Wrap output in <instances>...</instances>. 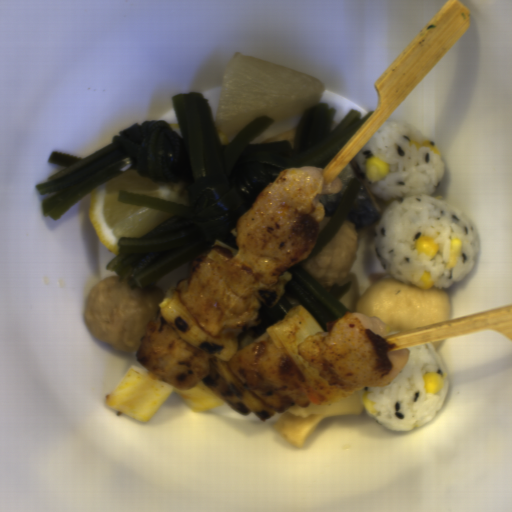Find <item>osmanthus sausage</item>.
Listing matches in <instances>:
<instances>
[{
    "mask_svg": "<svg viewBox=\"0 0 512 512\" xmlns=\"http://www.w3.org/2000/svg\"><path fill=\"white\" fill-rule=\"evenodd\" d=\"M363 389L358 388L345 399L334 403H314L308 400L307 407L293 405L285 410L272 426L298 450H304L322 418L361 415L364 412L362 395L366 390Z\"/></svg>",
    "mask_w": 512,
    "mask_h": 512,
    "instance_id": "osmanthus-sausage-1",
    "label": "osmanthus sausage"
},
{
    "mask_svg": "<svg viewBox=\"0 0 512 512\" xmlns=\"http://www.w3.org/2000/svg\"><path fill=\"white\" fill-rule=\"evenodd\" d=\"M348 282H351L352 285L349 288L346 295L340 299V303L344 307H346L351 313H355L356 303L361 297L355 274H352L350 272L347 273L345 279L342 281L340 285H343Z\"/></svg>",
    "mask_w": 512,
    "mask_h": 512,
    "instance_id": "osmanthus-sausage-2",
    "label": "osmanthus sausage"
}]
</instances>
